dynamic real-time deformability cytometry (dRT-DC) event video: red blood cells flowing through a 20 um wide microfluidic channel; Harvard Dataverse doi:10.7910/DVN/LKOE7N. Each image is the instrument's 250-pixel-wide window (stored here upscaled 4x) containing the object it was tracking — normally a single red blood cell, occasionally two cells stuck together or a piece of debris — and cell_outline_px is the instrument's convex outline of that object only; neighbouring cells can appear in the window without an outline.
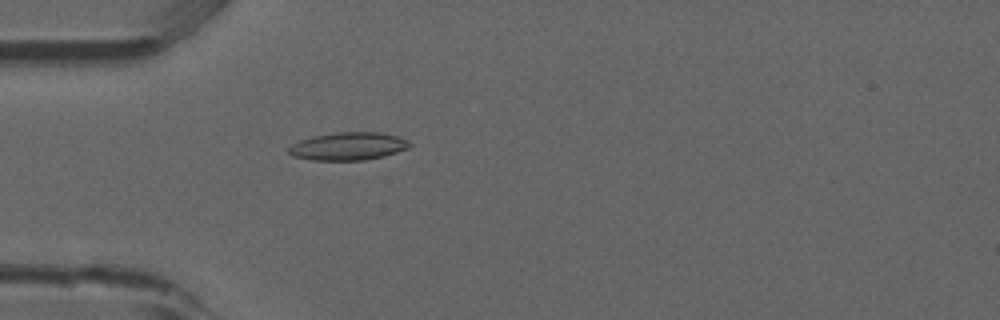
{"species": "common noctule bat (a hibernating species)", "species_latin": "Nyctalus noctula", "temperature_condition": "room temperature", "stored_images_in_passage": 53, "camera_frame_rate_fps": 3000, "um_per_image_px": 0.085, "animal": {"sex": "male", "forearm_length_mm": 52.5}, "frame": {"image": 1, "passage_image": 16, "time_ms": 5.0, "image_size_px": [1000, 320], "cell_outline_px": [[412, 144], [408, 148], [384, 156], [364, 160], [312, 160], [292, 156], [288, 152], [288, 148], [292, 144], [300, 140], [312, 136], [340, 132], [380, 132], [396, 136], [408, 140]], "centroid_in_image_um": [29.59, 12.43], "position_along_channel_um": 55.4, "area_um2": 19.59}}
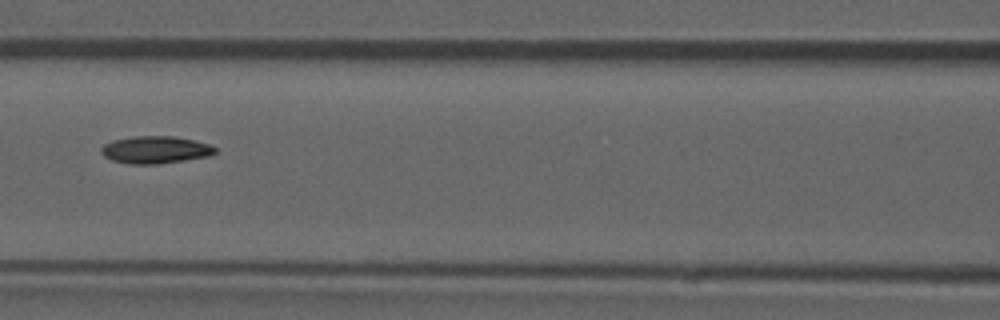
{"frame": {"image": 2, "passage_image": 24, "time_ms": 7.667, "image_size_px": [1000, 320], "cell_outline_px": [[216, 152], [208, 156], [184, 160], [156, 164], [128, 164], [112, 160], [104, 156], [100, 152], [100, 148], [104, 144], [112, 140], [132, 136], [172, 136], [192, 140], [208, 144], [216, 148]], "centroid_in_image_um": [13.15, 12.73], "position_along_channel_um": 153.5, "area_um2": 18.09}}
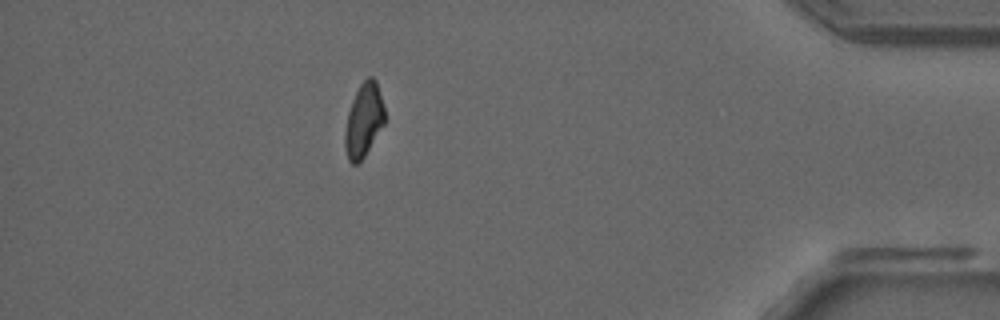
{"frame": {"image": 3, "passage_image": 47, "time_ms": 15.333, "image_size_px": [1000, 320], "cell_outline_px": [[384, 124], [364, 156], [356, 164], [352, 164], [348, 160], [344, 144], [344, 132], [348, 112], [352, 100], [360, 84], [368, 76], [372, 76], [376, 80], [384, 108]], "centroid_in_image_um": [30.9, 10.21], "position_along_channel_um": 404.3, "area_um2": 16.88}}